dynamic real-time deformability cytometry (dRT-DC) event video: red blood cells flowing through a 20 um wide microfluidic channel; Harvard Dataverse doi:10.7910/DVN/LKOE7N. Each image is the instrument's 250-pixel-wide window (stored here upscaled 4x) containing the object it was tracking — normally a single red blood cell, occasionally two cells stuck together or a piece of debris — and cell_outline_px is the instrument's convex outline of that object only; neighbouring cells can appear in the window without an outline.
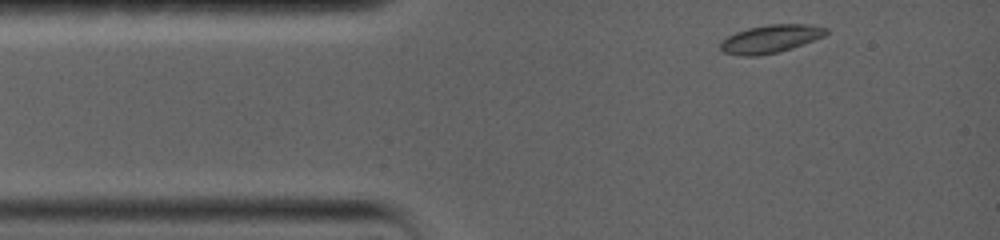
{"species": "common noctule bat (a hibernating species)", "species_latin": "Nyctalus noctula", "temperature_condition": "warm", "stored_images_in_passage": 8, "camera_frame_rate_fps": 5000, "um_per_image_px": 0.085, "animal": {"sex": "female", "body_mass_g": 19.0, "forearm_length_mm": 56.7}, "frame": {"image": 1, "passage_image": 1, "time_ms": 0.0, "image_size_px": [1000, 240], "cell_outline_px": [[828, 32], [824, 36], [792, 48], [760, 56], [740, 56], [724, 52], [720, 48], [720, 40], [736, 32], [748, 28], [768, 24], [812, 24], [828, 28]], "centroid_in_image_um": [65.49, 3.3], "position_along_channel_um": 19.5, "area_um2": 17.34}}
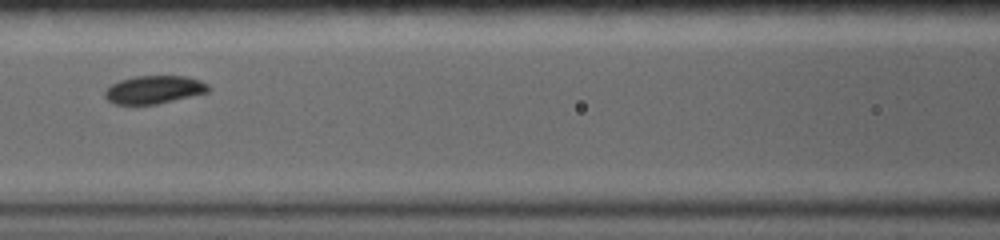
{"frame": {"image": 2, "passage_image": 5, "time_ms": 4.8, "image_size_px": [1000, 240], "cell_outline_px": [[212, 88], [208, 92], [156, 104], [112, 104], [104, 96], [104, 92], [112, 84], [120, 80], [136, 76], [184, 76], [200, 80], [208, 84]], "centroid_in_image_um": [13.1, 7.62], "position_along_channel_um": 153.5, "area_um2": 16.82}}
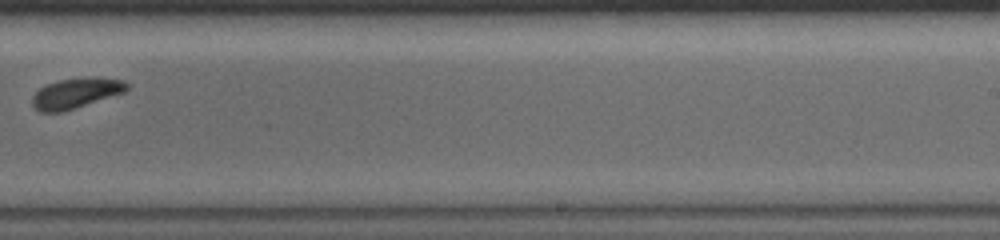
{"frame": {"image": 3, "passage_image": 8, "time_ms": 8.4, "image_size_px": [1000, 240], "cell_outline_px": [[128, 88], [124, 92], [64, 112], [40, 112], [32, 104], [32, 96], [40, 88], [48, 84], [60, 80], [84, 76], [88, 76], [124, 80], [128, 84]], "centroid_in_image_um": [6.46, 7.91], "position_along_channel_um": 282.5, "area_um2": 16.7}}